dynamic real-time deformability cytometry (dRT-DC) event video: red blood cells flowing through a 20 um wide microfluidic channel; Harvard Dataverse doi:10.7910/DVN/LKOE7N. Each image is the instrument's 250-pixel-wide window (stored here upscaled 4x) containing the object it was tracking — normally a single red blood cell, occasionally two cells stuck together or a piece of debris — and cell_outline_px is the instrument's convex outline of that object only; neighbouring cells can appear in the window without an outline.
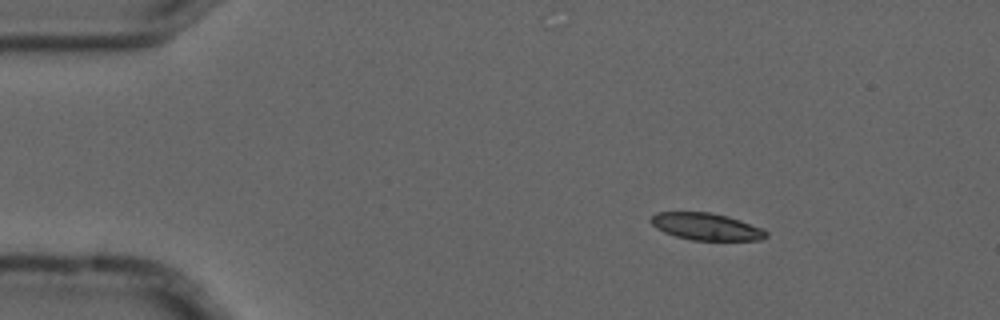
{"species": "common noctule bat (a hibernating species)", "species_latin": "Nyctalus noctula", "temperature_condition": "cold", "stored_images_in_passage": 4, "camera_frame_rate_fps": 3000, "um_per_image_px": 0.085, "animal": {"sex": "male", "forearm_length_mm": 52.5}, "frame": {"image": 1, "passage_image": 1, "time_ms": 0.0, "image_size_px": [1000, 320], "cell_outline_px": [[768, 236], [760, 240], [692, 240], [676, 236], [664, 232], [656, 228], [648, 220], [656, 212], [712, 212], [728, 216], [764, 228], [768, 232]], "centroid_in_image_um": [60.05, 19.25], "position_along_channel_um": 25.0, "area_um2": 18.32}}
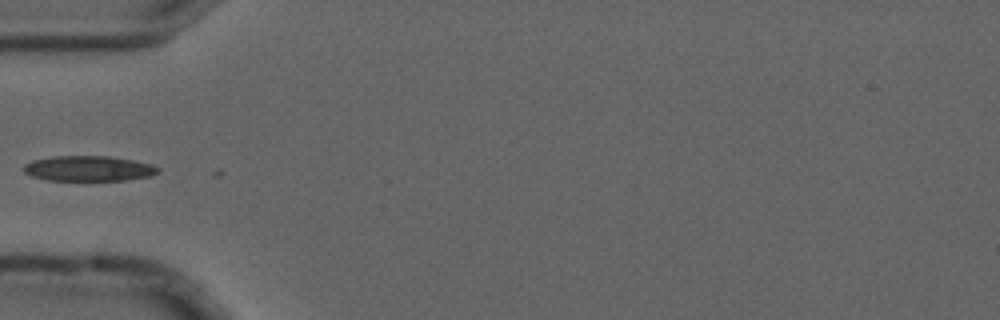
{"frame": {"image": 2, "passage_image": 4, "time_ms": 1.0, "image_size_px": [1000, 320], "cell_outline_px": [[160, 172], [152, 176], [124, 180], [44, 180], [32, 176], [24, 172], [24, 164], [32, 160], [52, 156], [108, 156], [132, 160], [152, 164], [160, 168]], "centroid_in_image_um": [7.54, 14.32], "position_along_channel_um": 77.5, "area_um2": 19.88}}